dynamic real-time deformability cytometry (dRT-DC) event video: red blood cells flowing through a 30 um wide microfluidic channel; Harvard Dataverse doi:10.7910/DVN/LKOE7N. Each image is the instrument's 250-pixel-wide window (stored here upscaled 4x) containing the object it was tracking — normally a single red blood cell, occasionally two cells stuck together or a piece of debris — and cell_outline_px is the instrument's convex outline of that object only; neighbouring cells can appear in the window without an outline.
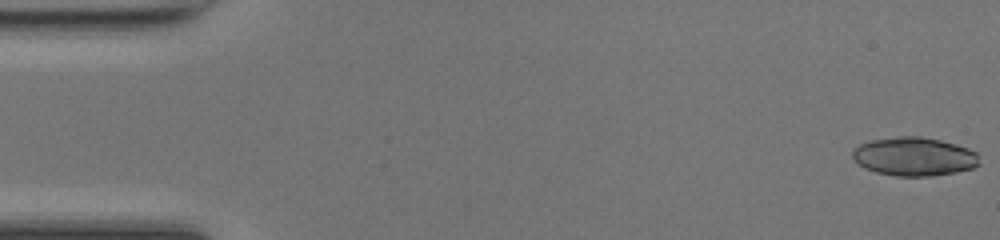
{"species": "common noctule bat (a hibernating species)", "species_latin": "Nyctalus noctula", "temperature_condition": "room temperature", "stored_images_in_passage": 48, "camera_frame_rate_fps": 3000, "um_per_image_px": 0.085, "animal": {"sex": "female", "body_mass_g": 17.0, "forearm_length_mm": 48.0}, "frame": {"image": 1, "passage_image": 1, "time_ms": 0.0, "image_size_px": [1000, 240], "cell_outline_px": [[980, 164], [972, 168], [956, 172], [932, 176], [896, 176], [876, 172], [864, 168], [852, 156], [852, 148], [860, 144], [872, 140], [900, 136], [920, 136], [940, 140], [956, 144], [968, 148], [976, 152]], "centroid_in_image_um": [77.7, 13.3], "position_along_channel_um": 7.3, "area_um2": 28.55}, "authors_computed_cell_mechanics": {"area_um2": 29.767, "velocity_mm_per_s": 4.2981, "shape_relaxation_time_tau1_ms": 4.992, "shape_relaxation_time_tau2_ms": null, "deformation_change_tau1": 0.4222, "deformation_change_tau2": null}}